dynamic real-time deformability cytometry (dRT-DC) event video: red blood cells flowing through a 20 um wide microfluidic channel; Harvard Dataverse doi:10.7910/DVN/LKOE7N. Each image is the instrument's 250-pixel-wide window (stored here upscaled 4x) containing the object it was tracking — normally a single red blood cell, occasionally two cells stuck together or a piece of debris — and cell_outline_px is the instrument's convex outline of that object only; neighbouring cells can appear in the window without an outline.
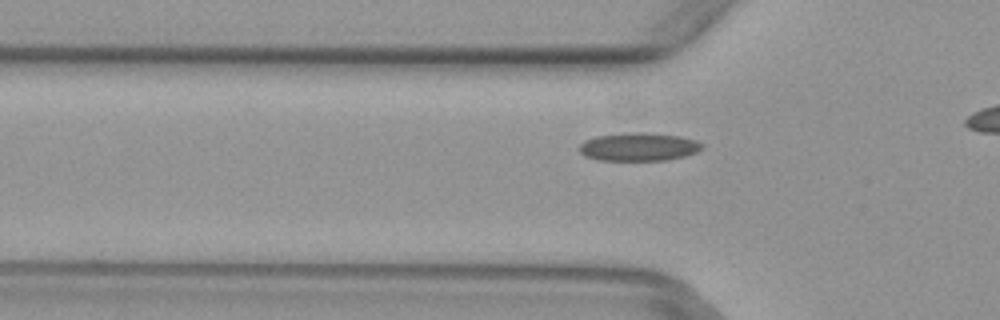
{"species": "common noctule bat (a hibernating species)", "species_latin": "Nyctalus noctula", "temperature_condition": "warm", "stored_images_in_passage": 2, "camera_frame_rate_fps": 3000, "um_per_image_px": 0.085, "animal": {"sex": "female", "body_mass_g": 29.2, "forearm_length_mm": 56.3}, "frame": {"image": 1, "passage_image": 2, "time_ms": 0.333, "image_size_px": [1000, 320], "cell_outline_px": [[704, 148], [696, 152], [684, 156], [668, 160], [596, 160], [584, 156], [580, 152], [580, 144], [584, 140], [596, 136], [632, 132], [644, 132], [680, 136], [696, 140], [704, 144]], "centroid_in_image_um": [54.3, 12.48], "position_along_channel_um": 71.5, "area_um2": 20.29}}